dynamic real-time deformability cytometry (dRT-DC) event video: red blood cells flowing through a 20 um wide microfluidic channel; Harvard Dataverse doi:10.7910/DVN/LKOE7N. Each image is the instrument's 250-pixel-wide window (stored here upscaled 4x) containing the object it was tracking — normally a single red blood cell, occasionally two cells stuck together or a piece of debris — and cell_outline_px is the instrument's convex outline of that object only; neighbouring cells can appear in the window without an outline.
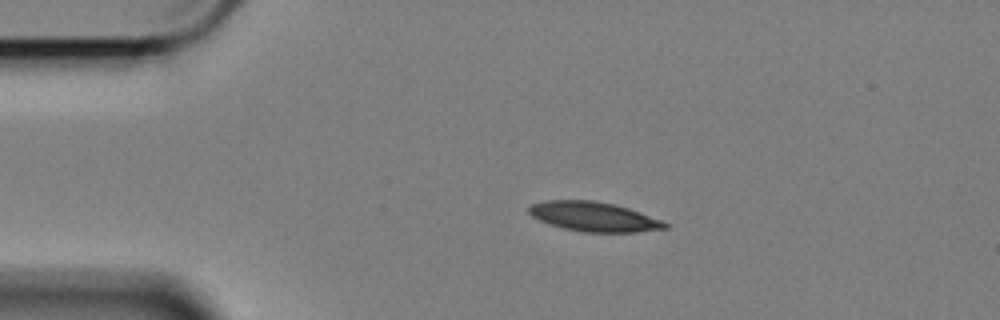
{"species": "Egyptian fruit bat (a non-hibernating species)", "species_latin": "Rousettus aegyptiacus", "temperature_condition": "cold", "stored_images_in_passage": 48, "camera_frame_rate_fps": 3000, "um_per_image_px": 0.085, "animal": {"sex": "female"}, "frame": {"image": 1, "passage_image": 1, "time_ms": 0.0, "image_size_px": [1000, 320], "cell_outline_px": [[668, 228], [636, 232], [580, 232], [548, 224], [532, 216], [528, 212], [528, 208], [532, 204], [548, 200], [592, 200], [616, 204], [628, 208], [660, 220], [668, 224]], "centroid_in_image_um": [50.45, 18.42], "position_along_channel_um": 34.6, "area_um2": 23.29}}
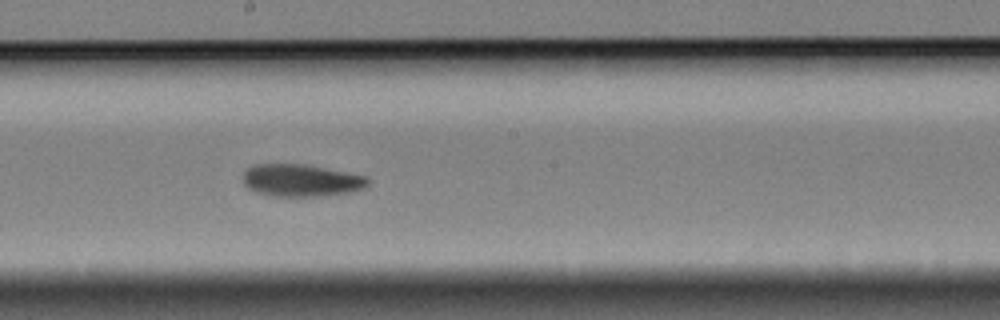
{"frame": {"image": 2, "passage_image": 21, "time_ms": 6.667, "image_size_px": [1000, 320], "cell_outline_px": [[372, 180], [364, 188], [348, 192], [320, 196], [272, 196], [256, 192], [248, 188], [244, 184], [244, 172], [248, 168], [256, 164], [304, 164], [368, 176]], "centroid_in_image_um": [25.62, 15.33], "position_along_channel_um": 222.6, "area_um2": 23.47}}
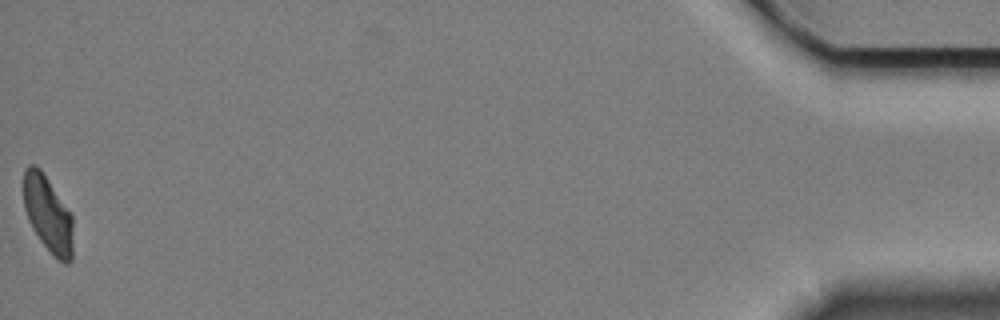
{"frame": {"image": 3, "passage_image": 48, "time_ms": 15.667, "image_size_px": [1000, 320], "cell_outline_px": [[72, 260], [68, 264], [64, 264], [40, 240], [32, 228], [28, 220], [24, 208], [24, 168], [28, 164], [32, 164], [40, 168], [72, 216]], "centroid_in_image_um": [4.06, 18.18], "position_along_channel_um": 431.1, "area_um2": 21.56}, "authors_computed_cell_mechanics": {"area_um2": 23.6691, "velocity_mm_per_s": 3.3807, "shape_relaxation_time_tau1_ms": 6.7276, "shape_relaxation_time_tau2_ms": 5.3469, "deformation_change_tau1": 0.1655, "deformation_change_tau2": 0.1103}}